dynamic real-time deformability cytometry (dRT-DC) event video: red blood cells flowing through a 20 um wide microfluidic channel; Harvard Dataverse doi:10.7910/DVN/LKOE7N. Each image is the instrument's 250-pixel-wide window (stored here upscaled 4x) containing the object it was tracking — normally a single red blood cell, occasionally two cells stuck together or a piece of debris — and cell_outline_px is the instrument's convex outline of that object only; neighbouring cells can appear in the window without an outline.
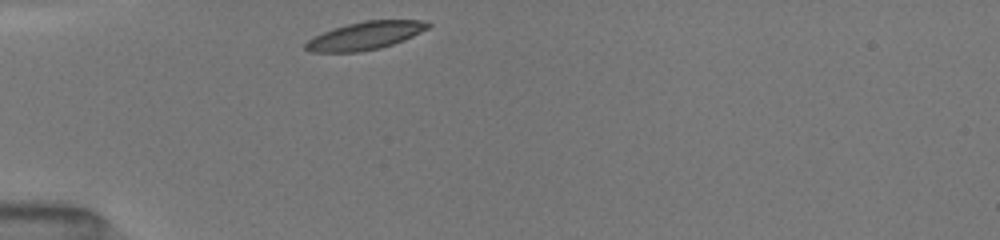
{"species": "common noctule bat (a hibernating species)", "species_latin": "Nyctalus noctula", "temperature_condition": "room temperature", "stored_images_in_passage": 3, "camera_frame_rate_fps": 3000, "um_per_image_px": 0.085, "animal": {"sex": "female", "body_mass_g": 19.5, "forearm_length_mm": 54.1}, "frame": {"image": 1, "passage_image": 1, "time_ms": 0.0, "image_size_px": [1000, 240], "cell_outline_px": [[432, 24], [428, 28], [404, 40], [380, 48], [360, 52], [312, 52], [304, 48], [304, 44], [308, 40], [332, 28], [348, 24], [368, 20], [424, 20]], "centroid_in_image_um": [31.05, 3.03], "position_along_channel_um": 54.0, "area_um2": 19.77}}